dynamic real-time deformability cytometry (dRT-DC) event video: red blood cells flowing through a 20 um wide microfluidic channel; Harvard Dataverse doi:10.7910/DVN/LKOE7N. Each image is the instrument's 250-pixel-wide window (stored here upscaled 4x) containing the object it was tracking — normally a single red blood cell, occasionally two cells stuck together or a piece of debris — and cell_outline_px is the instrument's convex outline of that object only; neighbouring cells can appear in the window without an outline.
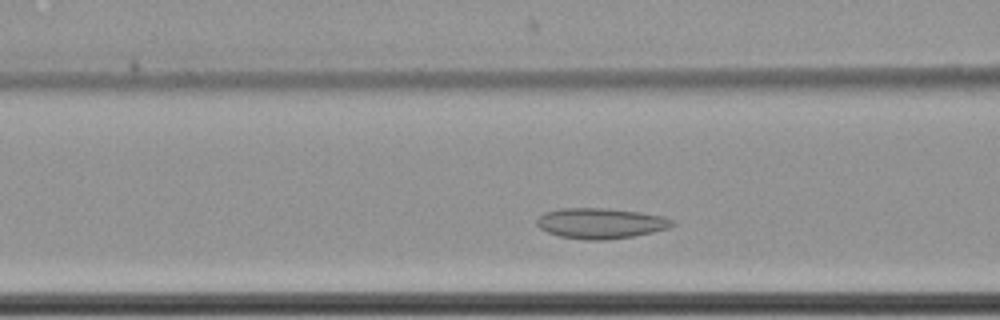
{"species": "common noctule bat (a hibernating species)", "species_latin": "Nyctalus noctula", "temperature_condition": "cold", "stored_images_in_passage": 33, "camera_frame_rate_fps": 3000, "um_per_image_px": 0.085, "animal": {"sex": "female", "body_mass_g": 22.7, "forearm_length_mm": 54.2}, "frame": {"image": 1, "passage_image": 8, "time_ms": 2.333, "image_size_px": [1000, 320], "cell_outline_px": [[676, 224], [668, 228], [652, 232], [632, 236], [604, 240], [584, 240], [560, 236], [548, 232], [540, 228], [536, 224], [536, 220], [544, 212], [560, 208], [608, 208], [640, 212], [664, 216], [676, 220]], "centroid_in_image_um": [51.08, 18.97], "position_along_channel_um": 115.5, "area_um2": 24.22}}
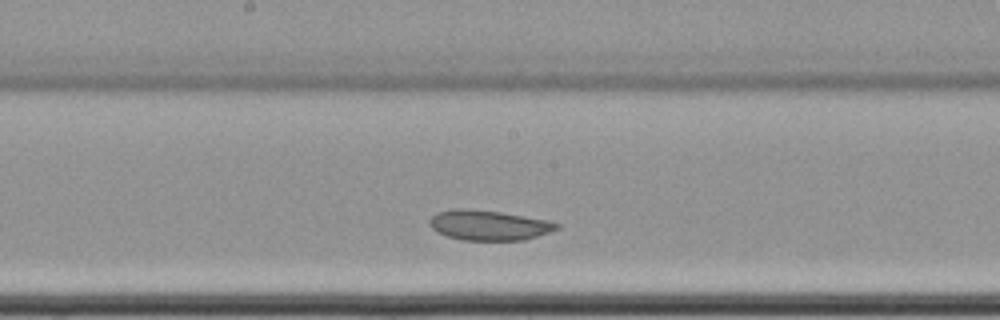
{"frame": {"image": 2, "passage_image": 16, "time_ms": 5.0, "image_size_px": [1000, 320], "cell_outline_px": [[560, 228], [552, 232], [524, 240], [464, 240], [448, 236], [436, 232], [428, 224], [428, 220], [436, 212], [452, 208], [460, 208], [500, 212], [548, 220], [560, 224]], "centroid_in_image_um": [41.55, 19.14], "position_along_channel_um": 206.7, "area_um2": 22.43}}
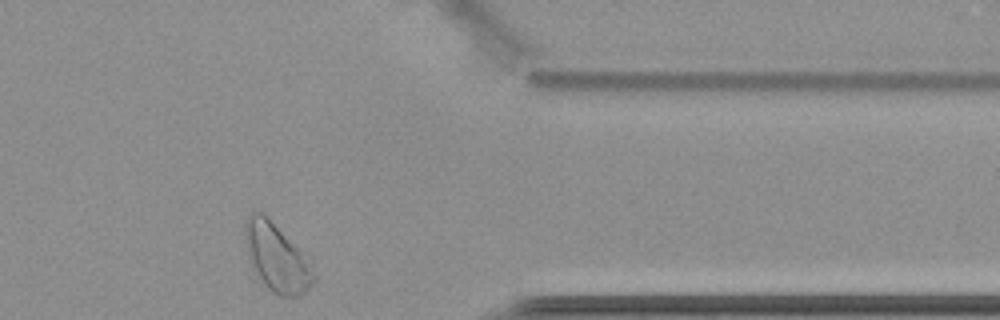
{"frame": {"image": 3, "passage_image": 33, "time_ms": 10.667, "image_size_px": [1000, 320], "cell_outline_px": [[316, 280], [300, 296], [280, 296], [272, 292], [264, 284], [252, 264], [248, 256], [244, 232], [244, 224], [248, 216], [252, 212], [264, 212], [312, 256], [316, 276]], "centroid_in_image_um": [23.62, 21.83], "position_along_channel_um": 387.8, "area_um2": 28.26}, "authors_computed_cell_mechanics": {"area_um2": 23.12, "velocity_mm_per_s": 3.4233, "shape_relaxation_time_tau1_ms": 2.2598, "shape_relaxation_time_tau2_ms": 3.7386, "deformation_change_tau1": 0.0421, "deformation_change_tau2": 0.0675}}